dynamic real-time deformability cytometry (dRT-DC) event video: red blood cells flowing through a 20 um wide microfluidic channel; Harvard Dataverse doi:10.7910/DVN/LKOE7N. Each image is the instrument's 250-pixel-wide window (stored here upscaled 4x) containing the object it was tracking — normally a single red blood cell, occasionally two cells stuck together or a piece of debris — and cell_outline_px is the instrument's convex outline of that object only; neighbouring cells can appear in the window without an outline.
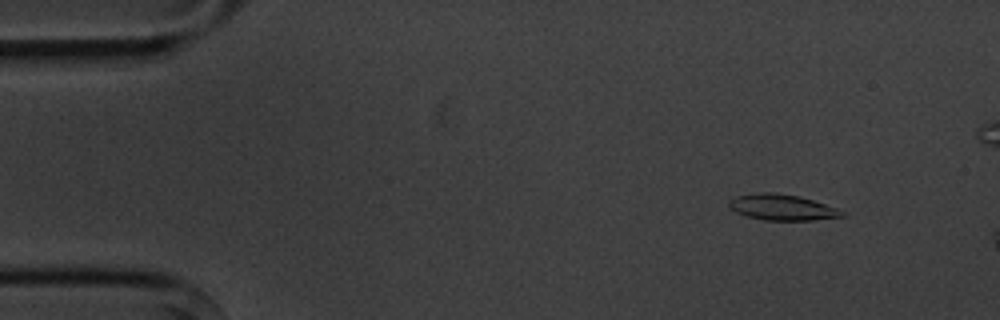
{"species": "common noctule bat (a hibernating species)", "species_latin": "Nyctalus noctula", "temperature_condition": "cold", "stored_images_in_passage": 4, "camera_frame_rate_fps": 3000, "um_per_image_px": 0.085, "animal": {"sex": "male", "body_mass_g": 20.1, "forearm_length_mm": 53.5}, "frame": {"image": 1, "passage_image": 1, "time_ms": 0.0, "image_size_px": [1000, 320], "cell_outline_px": [[844, 216], [812, 220], [764, 220], [748, 216], [736, 212], [728, 204], [728, 200], [736, 196], [756, 192], [776, 192], [800, 196], [836, 208], [844, 212]], "centroid_in_image_um": [66.44, 17.61], "position_along_channel_um": 18.6, "area_um2": 16.94}}